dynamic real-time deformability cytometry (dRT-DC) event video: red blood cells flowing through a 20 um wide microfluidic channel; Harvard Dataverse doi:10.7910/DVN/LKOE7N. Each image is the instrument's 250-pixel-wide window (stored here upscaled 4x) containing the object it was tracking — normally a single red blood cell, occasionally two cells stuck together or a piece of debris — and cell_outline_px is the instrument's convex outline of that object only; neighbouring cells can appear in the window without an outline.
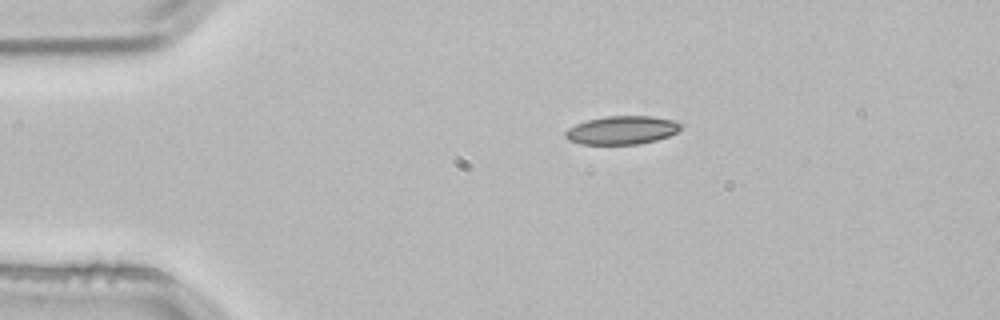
{"species": "common noctule bat (a hibernating species)", "species_latin": "Nyctalus noctula", "temperature_condition": "room temperature", "stored_images_in_passage": 3, "camera_frame_rate_fps": 3000, "um_per_image_px": 0.085, "animal": {"sex": "male", "body_mass_g": 21.5, "forearm_length_mm": 52.0}, "frame": {"image": 1, "passage_image": 3, "time_ms": 0.667, "image_size_px": [1000, 320], "cell_outline_px": [[680, 128], [676, 132], [668, 136], [656, 140], [640, 144], [580, 144], [568, 140], [564, 136], [564, 132], [568, 128], [576, 124], [588, 120], [608, 116], [652, 116], [672, 120], [680, 124]], "centroid_in_image_um": [52.82, 11.07], "position_along_channel_um": 32.2, "area_um2": 18.96}}